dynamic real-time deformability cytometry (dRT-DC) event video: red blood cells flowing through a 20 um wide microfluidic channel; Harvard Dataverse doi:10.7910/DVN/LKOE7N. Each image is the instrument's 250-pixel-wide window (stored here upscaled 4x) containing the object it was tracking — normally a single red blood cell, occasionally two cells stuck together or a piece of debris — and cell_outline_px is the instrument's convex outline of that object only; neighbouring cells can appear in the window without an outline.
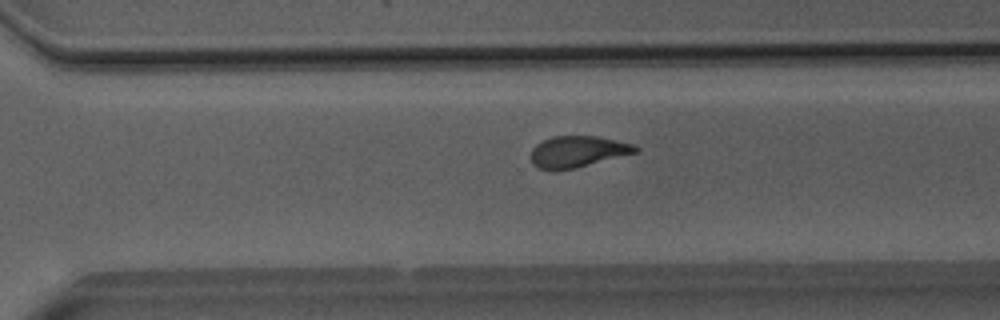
{"species": "Egyptian fruit bat (a non-hibernating species)", "species_latin": "Rousettus aegyptiacus", "temperature_condition": "room temperature", "stored_images_in_passage": 37, "camera_frame_rate_fps": 3000, "um_per_image_px": 0.085, "animal": {"sex": "male"}, "frame": {"image": 1, "passage_image": 22, "time_ms": 7.0, "image_size_px": [1000, 320], "cell_outline_px": [[640, 152], [576, 168], [556, 172], [552, 172], [536, 168], [532, 164], [532, 148], [536, 144], [552, 136], [596, 136], [636, 144], [640, 148]], "centroid_in_image_um": [49.12, 12.91], "position_along_channel_um": 321.5, "area_um2": 19.65}}
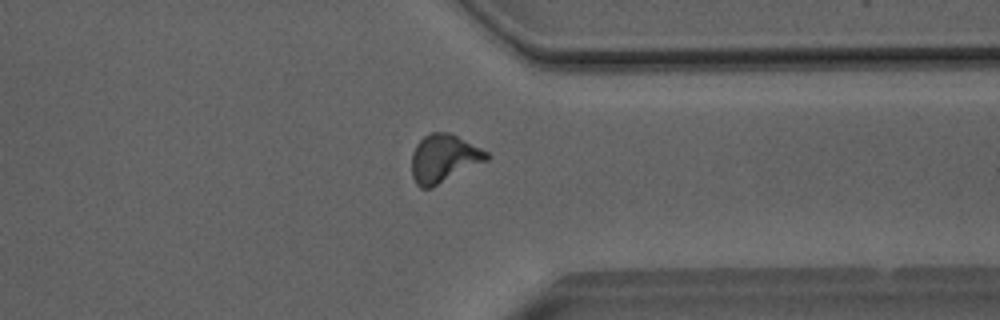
{"frame": {"image": 2, "passage_image": 26, "time_ms": 8.333, "image_size_px": [1000, 320], "cell_outline_px": [[492, 156], [488, 160], [432, 188], [420, 188], [416, 184], [412, 176], [412, 152], [416, 144], [424, 136], [432, 132], [448, 132], [488, 152]], "centroid_in_image_um": [37.71, 13.49], "position_along_channel_um": 373.7, "area_um2": 20.98}}
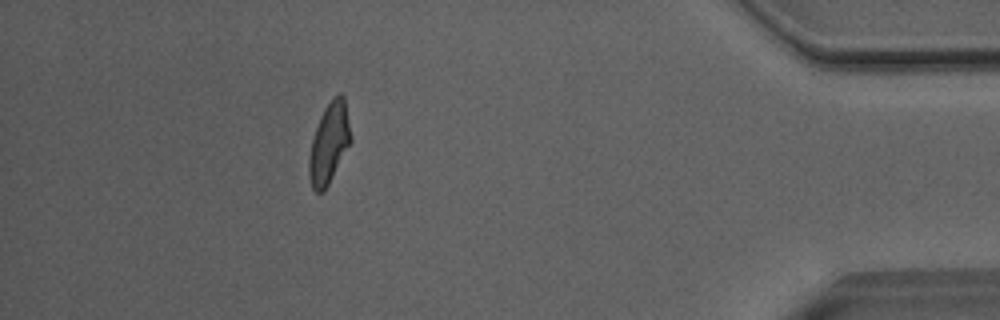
{"frame": {"image": 3, "passage_image": 32, "time_ms": 10.333, "image_size_px": [1000, 320], "cell_outline_px": [[352, 140], [324, 192], [316, 192], [312, 188], [308, 176], [308, 156], [312, 140], [320, 116], [324, 108], [332, 96], [340, 92], [344, 96], [352, 136]], "centroid_in_image_um": [27.97, 12.15], "position_along_channel_um": 407.2, "area_um2": 19.77}, "authors_computed_cell_mechanics": {"area_um2": 19.7676, "velocity_mm_per_s": 4.0671, "shape_relaxation_time_tau1_ms": 7.9075, "shape_relaxation_time_tau2_ms": 1.2752, "deformation_change_tau1": 0.2264, "deformation_change_tau2": 0.0943}}